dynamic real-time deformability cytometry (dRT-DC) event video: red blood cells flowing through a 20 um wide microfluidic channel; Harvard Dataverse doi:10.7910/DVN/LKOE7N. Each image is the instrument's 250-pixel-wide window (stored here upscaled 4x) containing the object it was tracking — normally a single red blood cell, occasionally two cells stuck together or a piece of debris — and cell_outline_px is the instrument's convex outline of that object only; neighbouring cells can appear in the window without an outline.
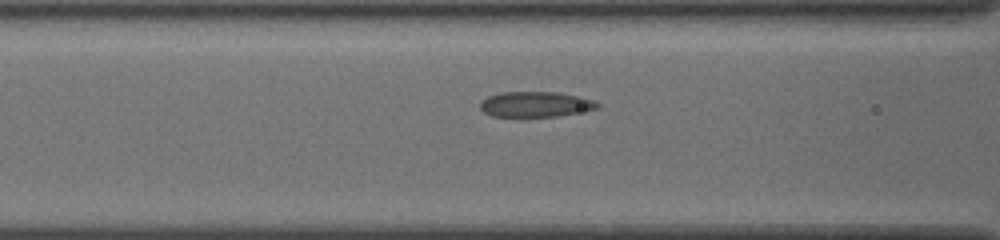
{"species": "common noctule bat (a hibernating species)", "species_latin": "Nyctalus noctula", "temperature_condition": "cold", "stored_images_in_passage": 8, "camera_frame_rate_fps": 3000, "um_per_image_px": 0.085, "animal": {"sex": "female", "body_mass_g": 19.5, "forearm_length_mm": 54.1}, "frame": {"image": 1, "passage_image": 6, "time_ms": 1.667, "image_size_px": [1000, 240], "cell_outline_px": [[600, 108], [556, 116], [492, 116], [484, 112], [480, 108], [480, 104], [488, 96], [500, 92], [560, 92], [580, 96], [592, 100], [600, 104]], "centroid_in_image_um": [45.54, 8.85], "position_along_channel_um": 121.1, "area_um2": 17.22}}